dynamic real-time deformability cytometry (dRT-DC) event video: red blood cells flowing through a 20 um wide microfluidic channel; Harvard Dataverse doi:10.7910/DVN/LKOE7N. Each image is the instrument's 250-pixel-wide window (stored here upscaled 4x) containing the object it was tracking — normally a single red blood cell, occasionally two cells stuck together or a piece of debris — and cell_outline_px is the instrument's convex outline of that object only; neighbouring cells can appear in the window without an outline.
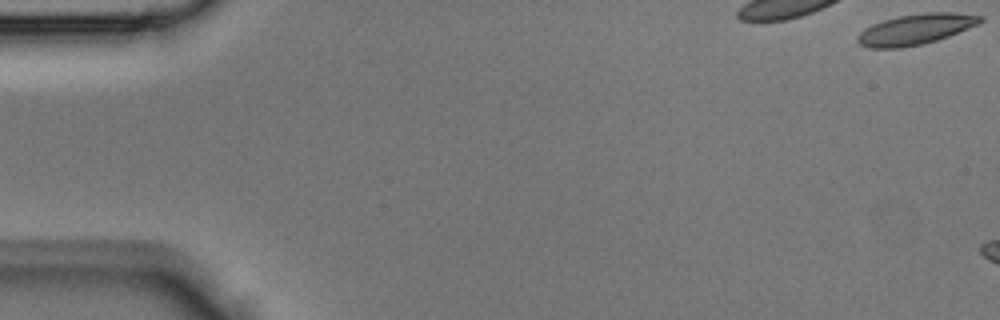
{"species": "Egyptian fruit bat (a non-hibernating species)", "species_latin": "Rousettus aegyptiacus", "temperature_condition": "room temperature", "stored_images_in_passage": 6, "camera_frame_rate_fps": 3000, "um_per_image_px": 0.085, "animal": {"sex": "male"}, "frame": {"image": 1, "passage_image": 1, "time_ms": 0.0, "image_size_px": [1000, 320], "cell_outline_px": [[984, 20], [980, 24], [948, 36], [936, 40], [920, 44], [900, 48], [868, 48], [860, 44], [856, 40], [856, 36], [860, 32], [872, 24], [884, 20], [900, 16], [924, 12], [956, 12], [984, 16]], "centroid_in_image_um": [77.85, 2.48], "position_along_channel_um": 7.1, "area_um2": 21.91}}